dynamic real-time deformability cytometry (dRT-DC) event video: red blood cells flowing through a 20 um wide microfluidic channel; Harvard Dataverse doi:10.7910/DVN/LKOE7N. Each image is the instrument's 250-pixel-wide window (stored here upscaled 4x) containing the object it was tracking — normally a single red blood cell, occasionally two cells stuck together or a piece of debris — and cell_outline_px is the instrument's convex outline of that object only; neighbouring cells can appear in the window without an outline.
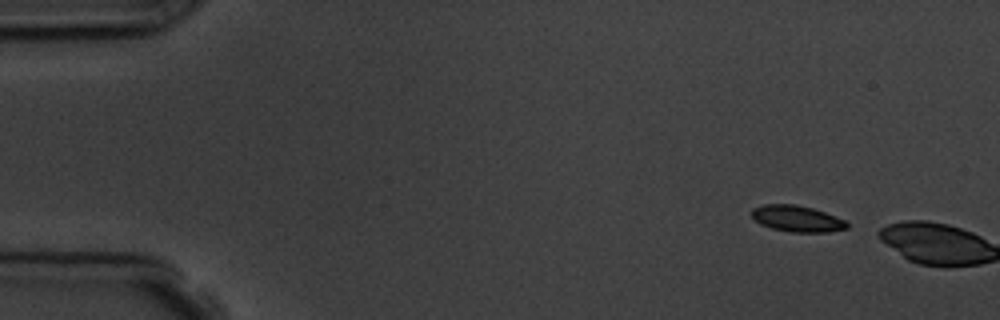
{"species": "common noctule bat (a hibernating species)", "species_latin": "Nyctalus noctula", "temperature_condition": "room temperature", "stored_images_in_passage": 2, "camera_frame_rate_fps": 3000, "um_per_image_px": 0.085, "animal": {"sex": "male", "body_mass_g": 19.5, "forearm_length_mm": 54.6}, "frame": {"image": 1, "passage_image": 1, "time_ms": 0.0, "image_size_px": [1000, 320], "cell_outline_px": [[848, 228], [828, 232], [792, 232], [772, 228], [760, 224], [752, 216], [752, 208], [764, 204], [796, 204], [812, 208], [836, 216], [844, 220], [848, 224]], "centroid_in_image_um": [67.75, 18.58], "position_along_channel_um": 17.3, "area_um2": 14.51}}